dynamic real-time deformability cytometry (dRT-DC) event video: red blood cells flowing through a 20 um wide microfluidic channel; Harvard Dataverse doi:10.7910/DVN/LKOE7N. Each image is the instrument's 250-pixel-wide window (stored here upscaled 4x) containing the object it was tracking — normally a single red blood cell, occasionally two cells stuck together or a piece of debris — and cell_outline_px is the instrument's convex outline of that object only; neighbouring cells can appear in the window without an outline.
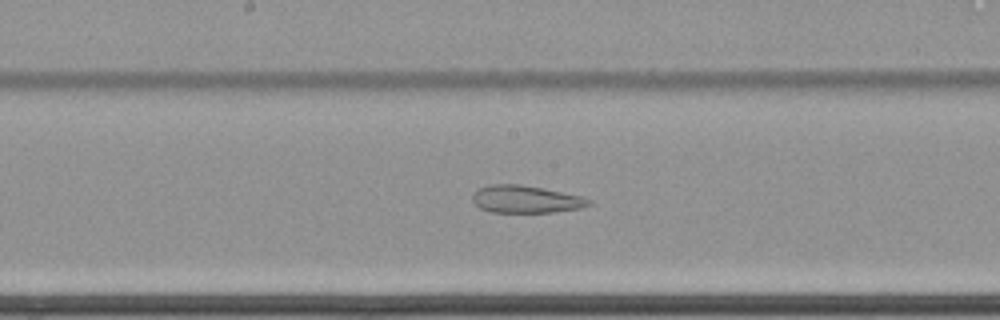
{"species": "common noctule bat (a hibernating species)", "species_latin": "Nyctalus noctula", "temperature_condition": "cold", "stored_images_in_passage": 39, "camera_frame_rate_fps": 3000, "um_per_image_px": 0.085, "animal": {"sex": "female", "body_mass_g": 22.7, "forearm_length_mm": 54.2}, "frame": {"image": 1, "passage_image": 12, "time_ms": 3.667, "image_size_px": [1000, 320], "cell_outline_px": [[592, 204], [580, 208], [552, 212], [492, 212], [480, 208], [472, 200], [472, 192], [476, 188], [492, 184], [520, 184], [580, 196], [592, 200]], "centroid_in_image_um": [44.64, 16.93], "position_along_channel_um": 203.6, "area_um2": 18.5}}
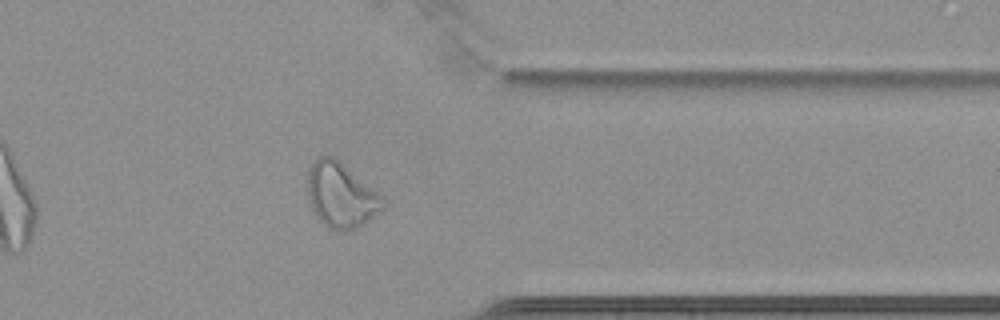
{"frame": {"image": 2, "passage_image": 28, "time_ms": 9.0, "image_size_px": [1000, 320], "cell_outline_px": [[384, 208], [356, 228], [348, 232], [328, 228], [316, 216], [308, 204], [308, 172], [312, 164], [320, 156], [332, 156], [384, 196]], "centroid_in_image_um": [28.97, 16.62], "position_along_channel_um": 382.4, "area_um2": 28.26}}